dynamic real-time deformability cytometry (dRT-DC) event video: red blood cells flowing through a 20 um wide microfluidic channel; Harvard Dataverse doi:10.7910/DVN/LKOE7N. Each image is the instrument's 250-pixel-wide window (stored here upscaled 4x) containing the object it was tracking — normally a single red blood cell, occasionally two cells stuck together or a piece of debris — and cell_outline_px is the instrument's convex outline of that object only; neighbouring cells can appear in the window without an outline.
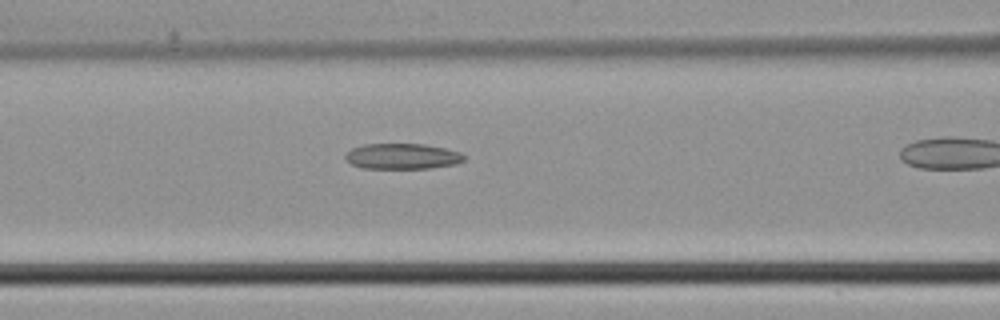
{"species": "common noctule bat (a hibernating species)", "species_latin": "Nyctalus noctula", "temperature_condition": "cold", "stored_images_in_passage": 21, "camera_frame_rate_fps": 3000, "um_per_image_px": 0.085, "animal": {"sex": "male", "body_mass_g": 21.5, "forearm_length_mm": 52.0}, "frame": {"image": 1, "passage_image": 15, "time_ms": 4.667, "image_size_px": [1000, 320], "cell_outline_px": [[464, 160], [456, 164], [428, 168], [364, 168], [352, 164], [344, 156], [352, 148], [364, 144], [424, 144], [444, 148], [460, 152], [464, 156]], "centroid_in_image_um": [34.2, 13.28], "position_along_channel_um": 132.4, "area_um2": 17.51}}